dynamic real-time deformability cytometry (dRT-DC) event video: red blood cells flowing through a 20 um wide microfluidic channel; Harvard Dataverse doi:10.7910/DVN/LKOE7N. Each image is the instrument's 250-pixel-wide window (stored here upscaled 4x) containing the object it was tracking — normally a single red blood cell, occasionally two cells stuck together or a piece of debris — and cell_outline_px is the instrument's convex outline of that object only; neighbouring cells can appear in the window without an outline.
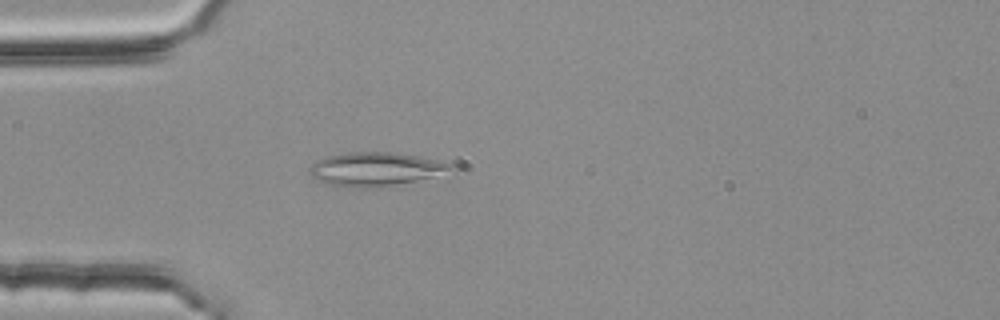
{"species": "common noctule bat (a hibernating species)", "species_latin": "Nyctalus noctula", "temperature_condition": "room temperature", "stored_images_in_passage": 3, "camera_frame_rate_fps": 3000, "um_per_image_px": 0.085, "animal": {"sex": "female", "body_mass_g": 25.1}, "frame": {"image": 1, "passage_image": 3, "time_ms": 0.667, "image_size_px": [1000, 320], "cell_outline_px": [[456, 168], [452, 180], [380, 188], [356, 188], [328, 184], [312, 176], [308, 172], [312, 164], [316, 160], [328, 156], [348, 152], [396, 152], [420, 156], [452, 164]], "centroid_in_image_um": [32.29, 14.44], "position_along_channel_um": 52.7, "area_um2": 30.11}}